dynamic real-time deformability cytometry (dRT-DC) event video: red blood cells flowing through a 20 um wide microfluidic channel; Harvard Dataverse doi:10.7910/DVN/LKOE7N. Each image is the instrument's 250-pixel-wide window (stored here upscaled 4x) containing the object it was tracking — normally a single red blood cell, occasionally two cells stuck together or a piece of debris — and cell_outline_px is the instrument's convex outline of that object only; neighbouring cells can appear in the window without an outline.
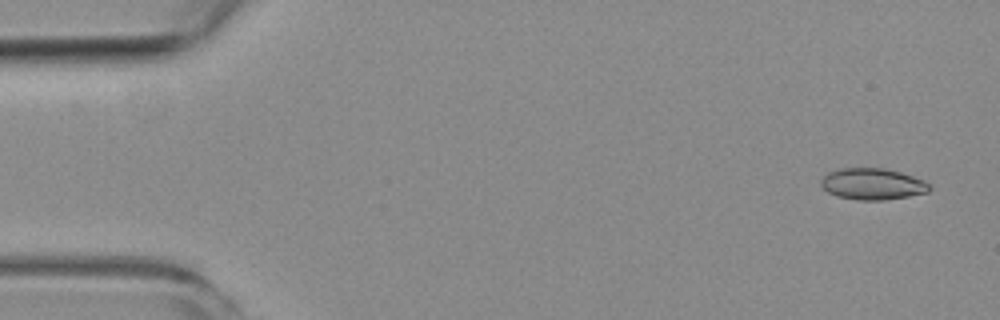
{"species": "common noctule bat (a hibernating species)", "species_latin": "Nyctalus noctula", "temperature_condition": "room temperature", "stored_images_in_passage": 4, "camera_frame_rate_fps": 3000, "um_per_image_px": 0.085, "animal": {"sex": "female", "body_mass_g": 19.3, "forearm_length_mm": 54.1}, "frame": {"image": 1, "passage_image": 1, "time_ms": 0.0, "image_size_px": [1000, 320], "cell_outline_px": [[932, 188], [928, 192], [908, 196], [884, 200], [856, 200], [836, 196], [828, 192], [820, 184], [820, 180], [828, 172], [840, 168], [884, 168], [900, 172], [924, 180]], "centroid_in_image_um": [74.15, 15.64], "position_along_channel_um": 10.9, "area_um2": 19.88}}